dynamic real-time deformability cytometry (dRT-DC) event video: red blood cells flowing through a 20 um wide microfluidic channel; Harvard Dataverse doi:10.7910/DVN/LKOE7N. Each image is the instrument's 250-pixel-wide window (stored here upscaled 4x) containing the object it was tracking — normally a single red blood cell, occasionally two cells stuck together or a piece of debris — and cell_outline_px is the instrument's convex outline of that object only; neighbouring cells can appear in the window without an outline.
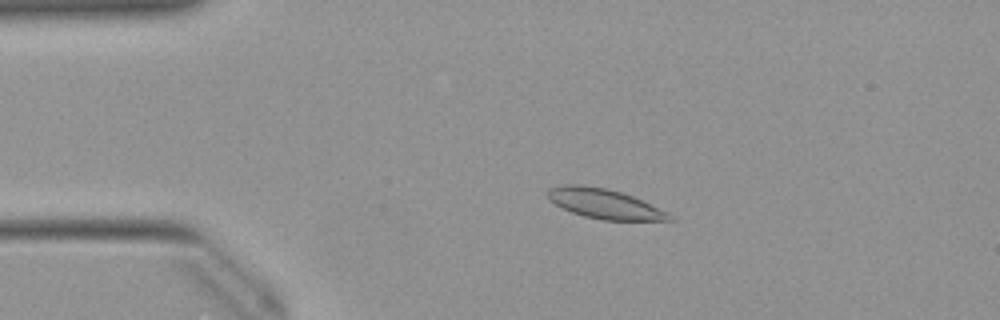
{"species": "Egyptian fruit bat (a non-hibernating species)", "species_latin": "Rousettus aegyptiacus", "temperature_condition": "warm", "stored_images_in_passage": 52, "camera_frame_rate_fps": 3000, "um_per_image_px": 0.085, "animal": {"sex": "female"}, "frame": {"image": 1, "passage_image": 11, "time_ms": 3.333, "image_size_px": [1000, 320], "cell_outline_px": [[676, 220], [600, 220], [584, 216], [572, 212], [548, 200], [548, 188], [564, 184], [580, 184], [608, 188], [632, 196], [668, 212]], "centroid_in_image_um": [51.36, 17.31], "position_along_channel_um": 33.6, "area_um2": 21.04}}
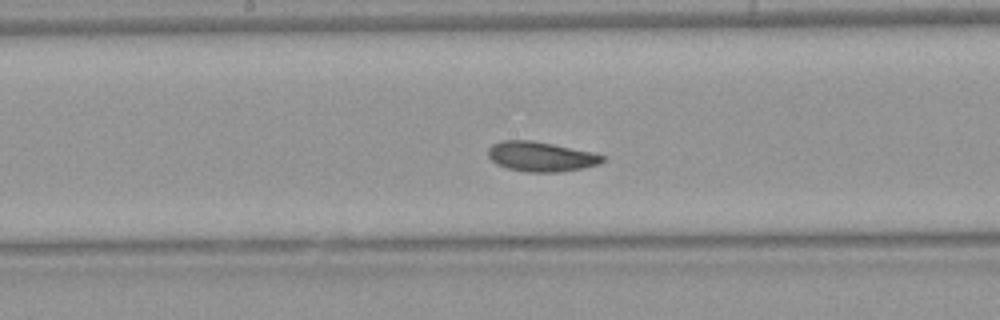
{"frame": {"image": 2, "passage_image": 27, "time_ms": 8.667, "image_size_px": [1000, 320], "cell_outline_px": [[604, 160], [600, 164], [584, 168], [560, 172], [528, 172], [508, 168], [496, 164], [488, 156], [488, 148], [492, 144], [500, 140], [532, 140], [592, 152], [604, 156]], "centroid_in_image_um": [45.96, 13.31], "position_along_channel_um": 202.2, "area_um2": 19.88}}
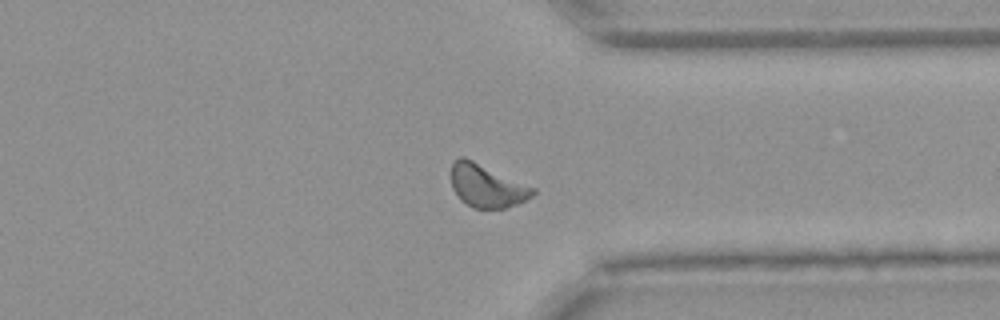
{"frame": {"image": 3, "passage_image": 40, "time_ms": 13.0, "image_size_px": [1000, 320], "cell_outline_px": [[536, 192], [532, 196], [516, 204], [504, 208], [472, 208], [460, 200], [452, 188], [452, 164], [460, 156], [464, 156], [536, 188]], "centroid_in_image_um": [41.37, 15.8], "position_along_channel_um": 370.0, "area_um2": 20.35}, "authors_computed_cell_mechanics": {"area_um2": 20.0855, "velocity_mm_per_s": 3.9327, "shape_relaxation_time_tau1_ms": 5.1714, "shape_relaxation_time_tau2_ms": 7.0809, "deformation_change_tau1": 0.1054, "deformation_change_tau2": 0.0712}}